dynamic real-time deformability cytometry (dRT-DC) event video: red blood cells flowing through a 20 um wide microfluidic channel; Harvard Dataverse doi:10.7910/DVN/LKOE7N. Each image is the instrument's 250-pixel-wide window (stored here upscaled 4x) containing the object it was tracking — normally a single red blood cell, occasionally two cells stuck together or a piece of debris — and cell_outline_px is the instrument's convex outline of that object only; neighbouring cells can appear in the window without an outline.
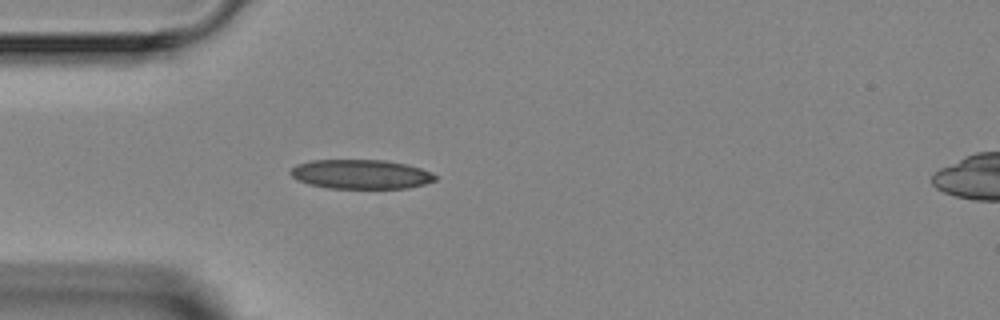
{"species": "Egyptian fruit bat (a non-hibernating species)", "species_latin": "Rousettus aegyptiacus", "temperature_condition": "room temperature", "stored_images_in_passage": 3, "camera_frame_rate_fps": 3000, "um_per_image_px": 0.085, "animal": {"sex": "female"}, "frame": {"image": 1, "passage_image": 3, "time_ms": 2.333, "image_size_px": [1000, 320], "cell_outline_px": [[436, 180], [424, 184], [408, 188], [328, 188], [308, 184], [292, 176], [288, 172], [296, 164], [312, 160], [384, 160], [404, 164], [420, 168], [432, 172], [436, 176]], "centroid_in_image_um": [30.66, 14.81], "position_along_channel_um": 54.3, "area_um2": 24.62}}